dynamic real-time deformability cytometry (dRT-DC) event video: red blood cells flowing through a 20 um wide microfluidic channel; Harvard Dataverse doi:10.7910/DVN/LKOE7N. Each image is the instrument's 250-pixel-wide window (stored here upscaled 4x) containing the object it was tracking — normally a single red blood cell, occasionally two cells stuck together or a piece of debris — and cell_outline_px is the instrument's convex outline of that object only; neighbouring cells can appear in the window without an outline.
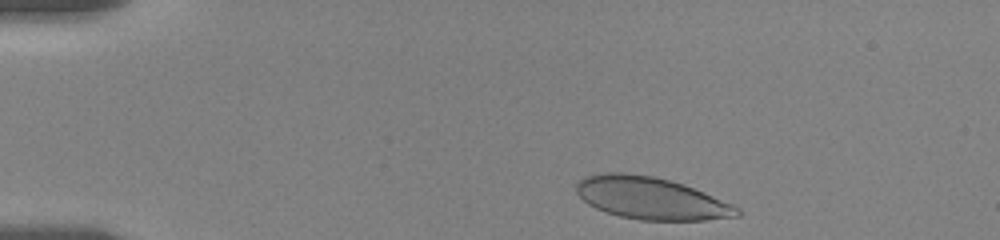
{"species": "human", "species_latin": "Homo sapiens", "temperature_condition": "room temperature", "stored_images_in_passage": 40, "camera_frame_rate_fps": 3000, "um_per_image_px": 0.085, "donor": {"sex": "female"}, "frame": {"image": 1, "passage_image": 2, "time_ms": 0.333, "image_size_px": [1000, 240], "cell_outline_px": [[740, 216], [704, 220], [640, 220], [620, 216], [604, 212], [588, 204], [576, 192], [576, 180], [584, 176], [604, 172], [620, 172], [652, 176], [684, 184], [704, 192], [732, 204], [740, 208]], "centroid_in_image_um": [55.31, 16.84], "position_along_channel_um": 29.7, "area_um2": 39.59}}
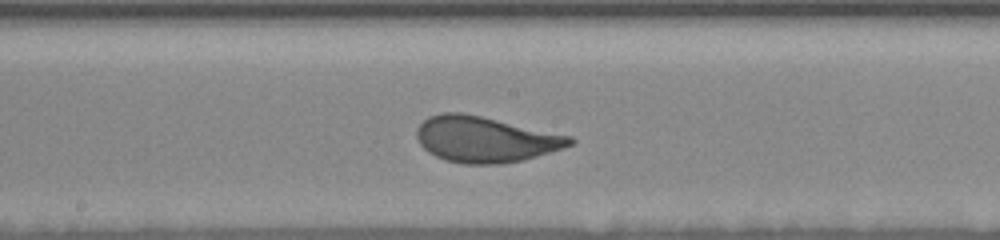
{"frame": {"image": 2, "passage_image": 23, "time_ms": 7.333, "image_size_px": [1000, 240], "cell_outline_px": [[576, 140], [572, 144], [524, 160], [496, 164], [464, 164], [444, 160], [428, 152], [420, 144], [416, 136], [416, 128], [428, 116], [440, 112], [460, 112], [480, 116], [572, 136]], "centroid_in_image_um": [41.2, 11.84], "position_along_channel_um": 207.0, "area_um2": 40.69}}
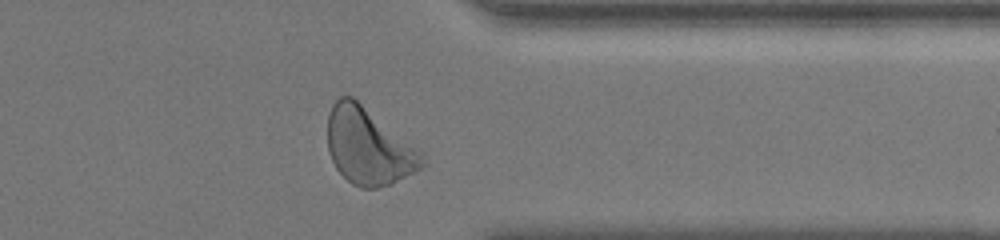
{"frame": {"image": 3, "passage_image": 38, "time_ms": 12.333, "image_size_px": [1000, 240], "cell_outline_px": [[428, 164], [424, 168], [388, 184], [376, 188], [360, 188], [352, 184], [336, 168], [328, 152], [328, 112], [332, 104], [340, 96], [352, 96], [424, 152]], "centroid_in_image_um": [31.36, 12.44], "position_along_channel_um": 380.0, "area_um2": 42.48}, "authors_computed_cell_mechanics": {"area_um2": 40.3155, "velocity_mm_per_s": 3.5216, "shape_relaxation_time_tau1_ms": 2.6703, "shape_relaxation_time_tau2_ms": null, "deformation_change_tau1": 0.1363, "deformation_change_tau2": null}}